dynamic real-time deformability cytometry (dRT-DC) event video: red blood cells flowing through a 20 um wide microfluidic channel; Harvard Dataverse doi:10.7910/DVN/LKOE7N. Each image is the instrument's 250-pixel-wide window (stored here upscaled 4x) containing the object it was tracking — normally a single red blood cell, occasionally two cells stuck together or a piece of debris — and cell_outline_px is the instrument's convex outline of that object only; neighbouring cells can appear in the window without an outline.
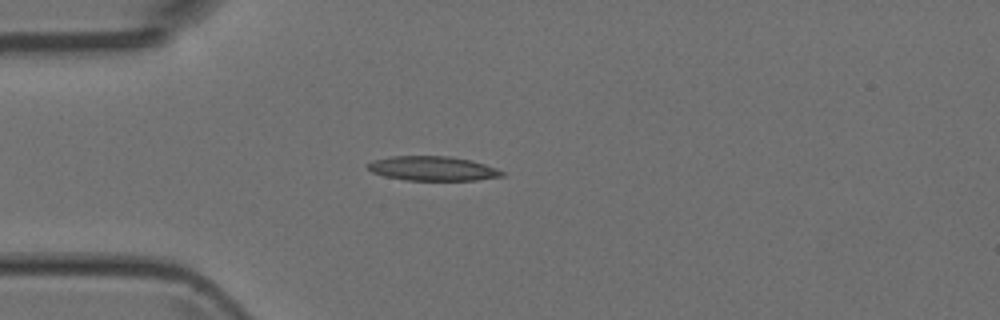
{"species": "Egyptian fruit bat (a non-hibernating species)", "species_latin": "Rousettus aegyptiacus", "temperature_condition": "room temperature", "stored_images_in_passage": 6, "camera_frame_rate_fps": 3000, "um_per_image_px": 0.085, "animal": {"sex": "female"}, "frame": {"image": 1, "passage_image": 4, "time_ms": 4.333, "image_size_px": [1000, 320], "cell_outline_px": [[504, 176], [476, 180], [404, 180], [384, 176], [372, 172], [368, 168], [368, 164], [372, 160], [392, 156], [452, 156], [484, 164], [496, 168], [504, 172]], "centroid_in_image_um": [36.76, 14.32], "position_along_channel_um": 48.2, "area_um2": 19.02}}
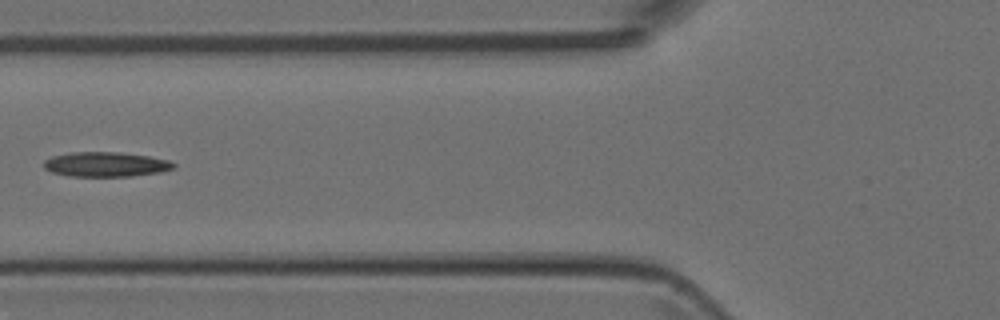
{"frame": {"image": 2, "passage_image": 6, "time_ms": 6.333, "image_size_px": [1000, 320], "cell_outline_px": [[176, 168], [160, 172], [132, 176], [68, 176], [52, 172], [44, 168], [44, 160], [52, 156], [72, 152], [120, 152], [148, 156], [168, 160], [176, 164]], "centroid_in_image_um": [9.0, 13.97], "position_along_channel_um": 116.8, "area_um2": 18.73}}